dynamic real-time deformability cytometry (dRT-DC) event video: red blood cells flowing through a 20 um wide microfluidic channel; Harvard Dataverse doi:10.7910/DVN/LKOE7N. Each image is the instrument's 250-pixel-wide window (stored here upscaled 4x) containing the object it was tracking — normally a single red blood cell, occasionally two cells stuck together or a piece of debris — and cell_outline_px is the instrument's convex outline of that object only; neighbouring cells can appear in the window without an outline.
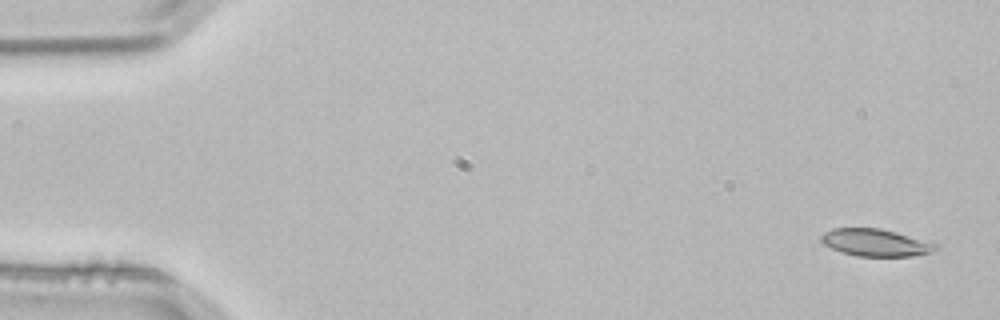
{"species": "common noctule bat (a hibernating species)", "species_latin": "Nyctalus noctula", "temperature_condition": "room temperature", "stored_images_in_passage": 3, "camera_frame_rate_fps": 3000, "um_per_image_px": 0.085, "animal": {"sex": "male", "body_mass_g": 21.5, "forearm_length_mm": 52.0}, "frame": {"image": 1, "passage_image": 1, "time_ms": 0.0, "image_size_px": [1000, 320], "cell_outline_px": [[940, 248], [932, 252], [912, 256], [856, 256], [840, 252], [824, 244], [820, 240], [820, 236], [824, 232], [832, 228], [880, 228], [932, 240]], "centroid_in_image_um": [74.48, 20.61], "position_along_channel_um": 10.5, "area_um2": 18.61}}
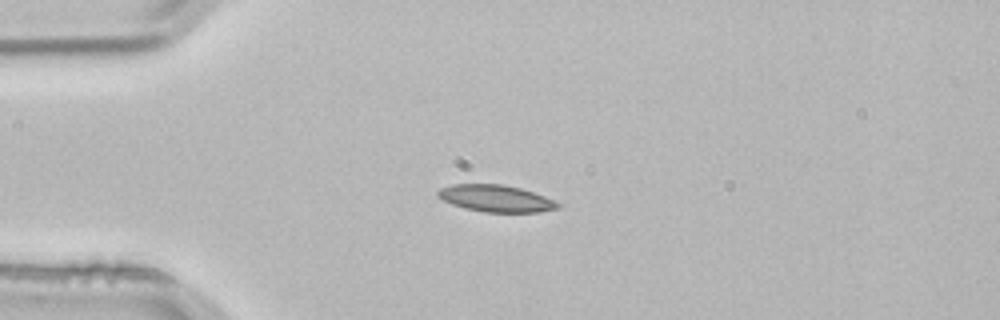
{"frame": {"image": 2, "passage_image": 3, "time_ms": 0.667, "image_size_px": [1000, 320], "cell_outline_px": [[564, 204], [560, 208], [540, 212], [484, 212], [464, 208], [452, 204], [436, 196], [436, 192], [440, 188], [452, 184], [500, 184], [520, 188], [544, 196]], "centroid_in_image_um": [42.17, 16.87], "position_along_channel_um": 42.8, "area_um2": 18.9}}